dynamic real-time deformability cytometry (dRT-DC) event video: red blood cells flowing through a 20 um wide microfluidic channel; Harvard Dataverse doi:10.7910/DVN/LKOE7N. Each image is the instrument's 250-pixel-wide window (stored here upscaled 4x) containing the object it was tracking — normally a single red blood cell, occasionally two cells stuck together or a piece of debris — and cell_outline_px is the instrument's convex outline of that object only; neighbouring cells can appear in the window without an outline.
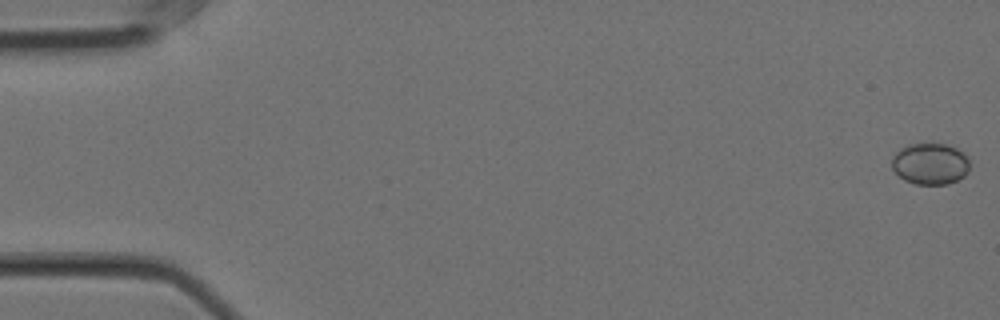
{"species": "Egyptian fruit bat (a non-hibernating species)", "species_latin": "Rousettus aegyptiacus", "temperature_condition": "cold", "stored_images_in_passage": 18, "camera_frame_rate_fps": 3000, "um_per_image_px": 0.085, "animal": {"sex": "female"}, "frame": {"image": 1, "passage_image": 1, "time_ms": 0.0, "image_size_px": [1000, 320], "cell_outline_px": [[968, 172], [964, 176], [948, 184], [916, 184], [904, 180], [892, 168], [892, 156], [900, 148], [908, 144], [932, 140], [956, 148], [964, 152], [968, 156]], "centroid_in_image_um": [79.06, 13.87], "position_along_channel_um": 5.9, "area_um2": 19.31}}
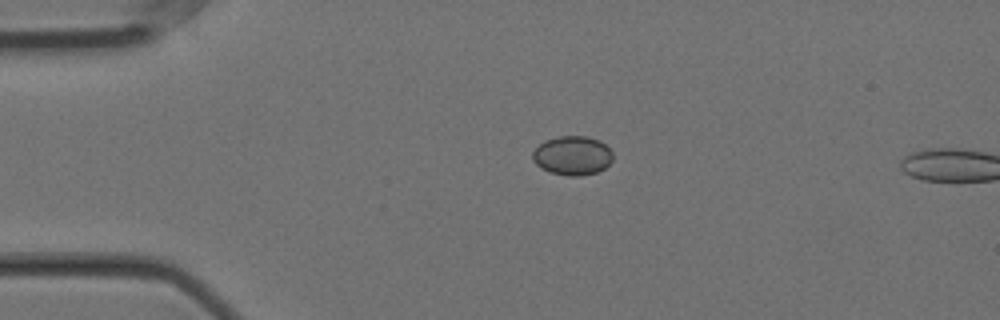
{"frame": {"image": 2, "passage_image": 13, "time_ms": 4.0, "image_size_px": [1000, 320], "cell_outline_px": [[612, 160], [604, 168], [596, 172], [580, 176], [568, 176], [552, 172], [536, 164], [532, 160], [532, 152], [544, 140], [556, 136], [588, 136], [600, 140], [612, 152]], "centroid_in_image_um": [48.65, 13.2], "position_along_channel_um": 36.3, "area_um2": 18.21}}